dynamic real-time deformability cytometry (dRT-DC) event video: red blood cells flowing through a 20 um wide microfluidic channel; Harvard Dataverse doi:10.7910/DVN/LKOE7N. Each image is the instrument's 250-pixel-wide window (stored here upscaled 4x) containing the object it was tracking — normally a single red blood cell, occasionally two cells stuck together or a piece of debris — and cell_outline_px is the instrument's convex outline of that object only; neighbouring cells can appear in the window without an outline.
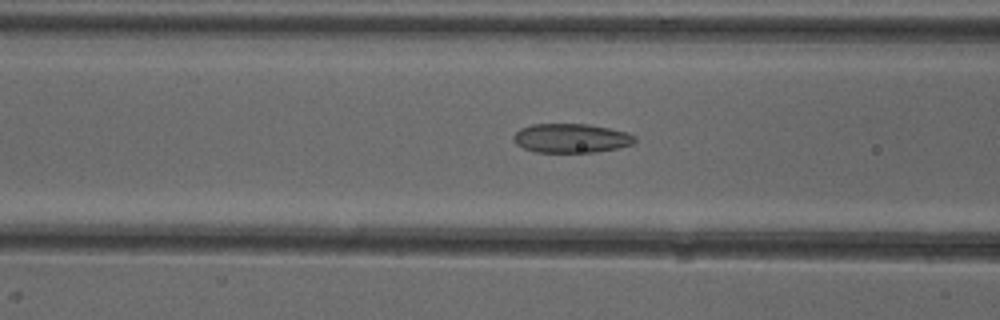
{"species": "common noctule bat (a hibernating species)", "species_latin": "Nyctalus noctula", "temperature_condition": "cold", "stored_images_in_passage": 38, "camera_frame_rate_fps": 3000, "um_per_image_px": 0.085, "animal": {"sex": "female"}, "frame": {"image": 1, "passage_image": 7, "time_ms": 2.0, "image_size_px": [1000, 320], "cell_outline_px": [[636, 140], [632, 144], [616, 148], [596, 152], [536, 152], [524, 148], [516, 144], [512, 140], [512, 136], [520, 128], [532, 124], [588, 124], [628, 132], [636, 136]], "centroid_in_image_um": [48.53, 11.74], "position_along_channel_um": 118.1, "area_um2": 20.63}}
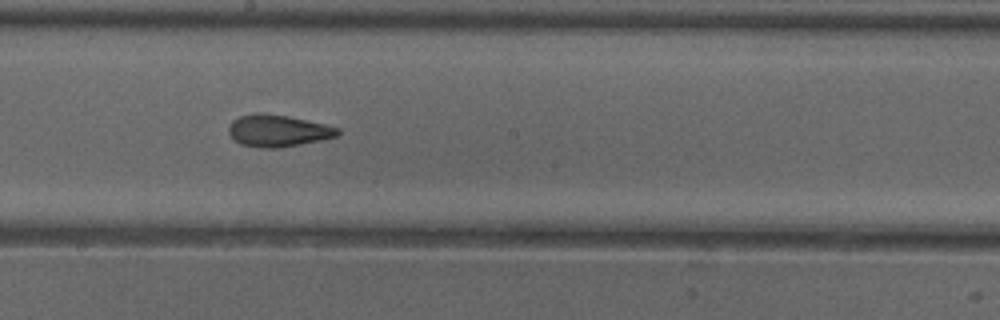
{"frame": {"image": 2, "passage_image": 15, "time_ms": 4.667, "image_size_px": [1000, 320], "cell_outline_px": [[340, 132], [336, 136], [320, 140], [280, 148], [260, 148], [240, 144], [228, 132], [228, 128], [232, 120], [240, 116], [256, 112], [260, 112], [288, 116], [324, 124], [340, 128]], "centroid_in_image_um": [23.6, 11.11], "position_along_channel_um": 224.6, "area_um2": 20.23}}
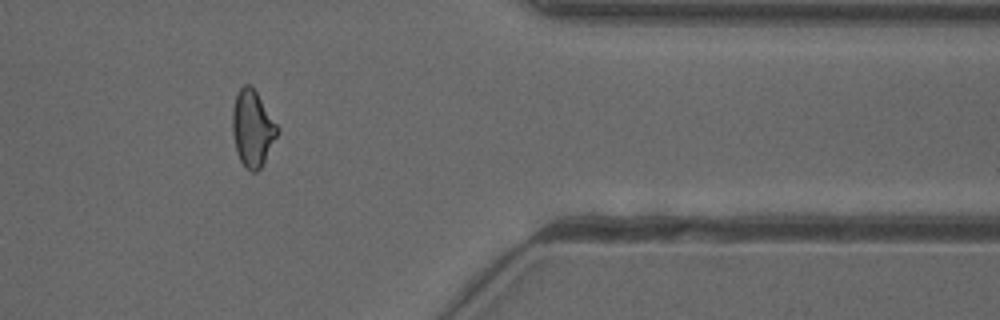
{"frame": {"image": 3, "passage_image": 29, "time_ms": 9.333, "image_size_px": [1000, 320], "cell_outline_px": [[280, 128], [260, 168], [256, 172], [252, 172], [240, 160], [236, 152], [232, 132], [232, 112], [236, 96], [240, 88], [244, 84], [248, 84], [256, 92]], "centroid_in_image_um": [21.44, 10.9], "position_along_channel_um": 390.0, "area_um2": 19.54}, "authors_computed_cell_mechanics": {"area_um2": 19.6231, "velocity_mm_per_s": 3.9864, "shape_relaxation_time_tau1_ms": null, "shape_relaxation_time_tau2_ms": 2.2427, "deformation_change_tau1": null, "deformation_change_tau2": 0.0982}}